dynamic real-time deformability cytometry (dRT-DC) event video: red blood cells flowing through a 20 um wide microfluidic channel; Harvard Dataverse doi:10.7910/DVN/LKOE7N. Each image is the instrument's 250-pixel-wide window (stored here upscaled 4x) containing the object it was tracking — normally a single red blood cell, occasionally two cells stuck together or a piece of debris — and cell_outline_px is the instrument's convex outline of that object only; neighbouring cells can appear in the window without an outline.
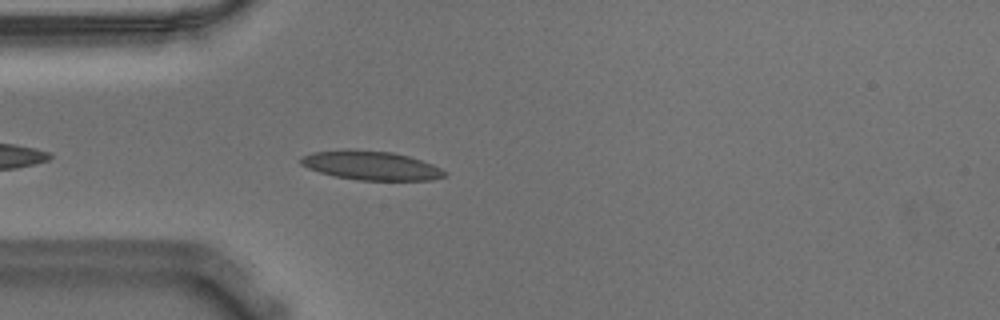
{"species": "Egyptian fruit bat (a non-hibernating species)", "species_latin": "Rousettus aegyptiacus", "temperature_condition": "warm", "stored_images_in_passage": 9, "camera_frame_rate_fps": 3000, "um_per_image_px": 0.085, "animal": {"sex": "male"}, "frame": {"image": 1, "passage_image": 4, "time_ms": 1.0, "image_size_px": [1000, 320], "cell_outline_px": [[448, 176], [432, 180], [360, 180], [336, 176], [320, 172], [308, 168], [300, 164], [300, 156], [312, 152], [344, 148], [352, 148], [392, 152], [408, 156], [432, 164], [448, 172]], "centroid_in_image_um": [31.52, 14.05], "position_along_channel_um": 53.5, "area_um2": 24.62}}